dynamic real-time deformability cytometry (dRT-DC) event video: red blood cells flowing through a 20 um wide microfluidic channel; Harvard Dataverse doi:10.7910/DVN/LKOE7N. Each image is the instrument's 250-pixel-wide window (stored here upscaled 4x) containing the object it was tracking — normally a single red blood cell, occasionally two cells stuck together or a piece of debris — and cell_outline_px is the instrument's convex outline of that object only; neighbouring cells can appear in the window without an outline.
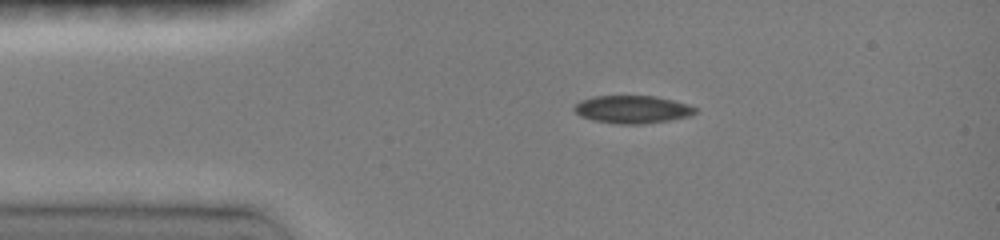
{"species": "common noctule bat (a hibernating species)", "species_latin": "Nyctalus noctula", "temperature_condition": "room temperature", "stored_images_in_passage": 3, "camera_frame_rate_fps": 3000, "um_per_image_px": 0.085, "animal": {"sex": "female", "body_mass_g": 19.0, "forearm_length_mm": 51.5}, "frame": {"image": 1, "passage_image": 1, "time_ms": 0.0, "image_size_px": [1000, 240], "cell_outline_px": [[696, 112], [688, 116], [668, 120], [640, 124], [620, 124], [596, 120], [580, 116], [572, 108], [580, 100], [592, 96], [656, 96], [688, 104], [696, 108]], "centroid_in_image_um": [53.73, 9.29], "position_along_channel_um": 31.3, "area_um2": 19.36}}